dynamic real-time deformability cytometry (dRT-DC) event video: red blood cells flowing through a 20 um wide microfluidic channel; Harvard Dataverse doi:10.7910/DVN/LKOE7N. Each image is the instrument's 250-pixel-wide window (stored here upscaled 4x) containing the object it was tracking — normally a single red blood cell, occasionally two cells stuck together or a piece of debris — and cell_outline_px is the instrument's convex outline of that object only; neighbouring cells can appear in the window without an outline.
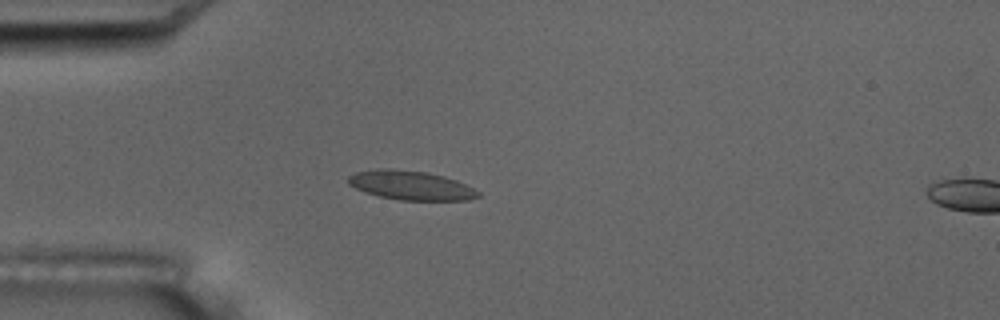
{"species": "common noctule bat (a hibernating species)", "species_latin": "Nyctalus noctula", "temperature_condition": "room temperature", "stored_images_in_passage": 4, "segment_of_instrument_passage": [1, 2], "camera_frame_rate_fps": 3000, "um_per_image_px": 0.085, "animal": {"sex": "male", "body_mass_g": 17.5, "forearm_length_mm": 52.3}, "frame": {"image": 1, "passage_image": 3, "time_ms": 2.333, "image_size_px": [1000, 320], "cell_outline_px": [[480, 196], [468, 200], [400, 200], [380, 196], [364, 192], [348, 184], [348, 176], [356, 172], [380, 168], [388, 168], [428, 172], [444, 176], [456, 180], [480, 192]], "centroid_in_image_um": [34.91, 15.75], "position_along_channel_um": 50.1, "area_um2": 22.02}}